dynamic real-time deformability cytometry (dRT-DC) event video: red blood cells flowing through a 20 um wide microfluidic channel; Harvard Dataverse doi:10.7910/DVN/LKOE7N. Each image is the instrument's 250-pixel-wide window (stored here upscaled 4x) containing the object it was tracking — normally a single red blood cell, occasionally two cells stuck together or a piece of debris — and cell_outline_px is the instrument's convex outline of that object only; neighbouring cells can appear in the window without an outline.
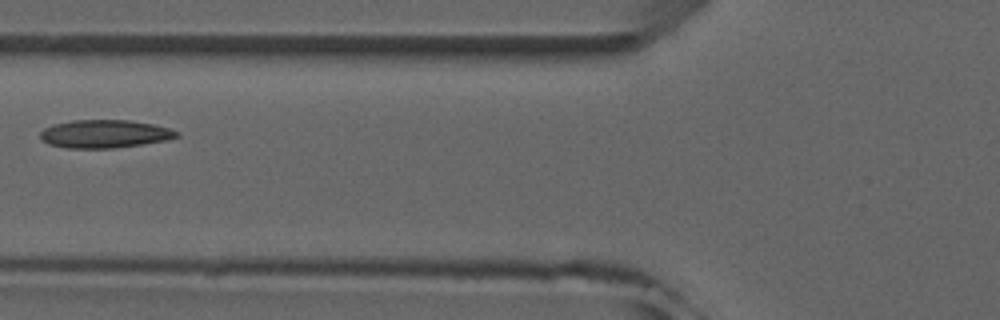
{"species": "common noctule bat (a hibernating species)", "species_latin": "Nyctalus noctula", "temperature_condition": "room temperature", "stored_images_in_passage": 6, "camera_frame_rate_fps": 3000, "um_per_image_px": 0.085, "animal": {"sex": "male", "forearm_length_mm": 52.5}, "frame": {"image": 1, "passage_image": 5, "time_ms": 4.667, "image_size_px": [1000, 320], "cell_outline_px": [[180, 136], [164, 140], [140, 144], [112, 148], [64, 148], [48, 144], [40, 140], [40, 132], [44, 128], [56, 124], [72, 120], [128, 120], [152, 124], [168, 128], [180, 132]], "centroid_in_image_um": [8.85, 11.38], "position_along_channel_um": 116.9, "area_um2": 22.2}}
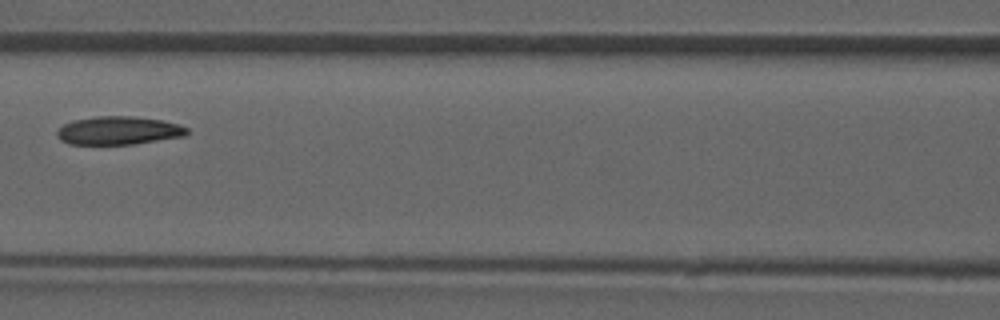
{"frame": {"image": 2, "passage_image": 6, "time_ms": 5.667, "image_size_px": [1000, 320], "cell_outline_px": [[188, 132], [184, 136], [132, 144], [68, 144], [60, 140], [56, 136], [56, 132], [64, 124], [72, 120], [96, 116], [132, 116], [164, 120], [180, 124], [188, 128]], "centroid_in_image_um": [10.07, 11.09], "position_along_channel_um": 156.5, "area_um2": 21.5}}